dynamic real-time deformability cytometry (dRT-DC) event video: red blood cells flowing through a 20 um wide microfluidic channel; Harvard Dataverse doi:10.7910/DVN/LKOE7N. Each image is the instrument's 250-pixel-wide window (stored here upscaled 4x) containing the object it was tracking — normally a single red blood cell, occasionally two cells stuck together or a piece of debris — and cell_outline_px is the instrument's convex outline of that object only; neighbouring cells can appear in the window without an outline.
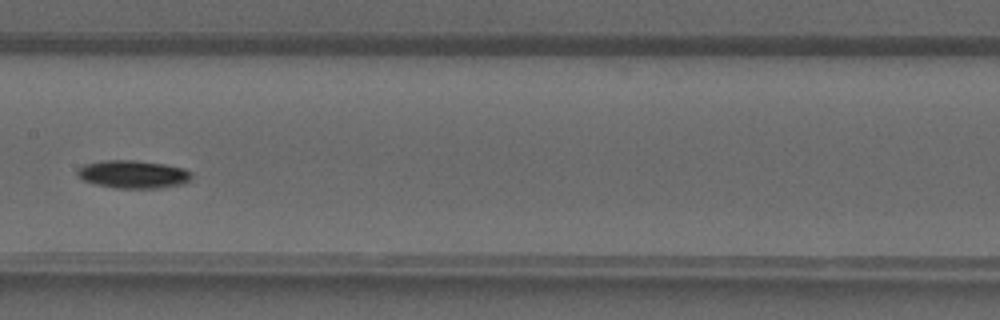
{"species": "common noctule bat (a hibernating species)", "species_latin": "Nyctalus noctula", "temperature_condition": "warm", "stored_images_in_passage": 29, "camera_frame_rate_fps": 3000, "um_per_image_px": 0.085, "animal": {"sex": "male", "forearm_length_mm": 52.5}, "frame": {"image": 1, "passage_image": 9, "time_ms": 2.667, "image_size_px": [1000, 320], "cell_outline_px": [[192, 176], [184, 184], [160, 188], [116, 188], [96, 184], [84, 180], [76, 176], [76, 172], [84, 164], [100, 160], [136, 160], [164, 164], [184, 168], [192, 172]], "centroid_in_image_um": [11.32, 14.81], "position_along_channel_um": 196.1, "area_um2": 18.73}}
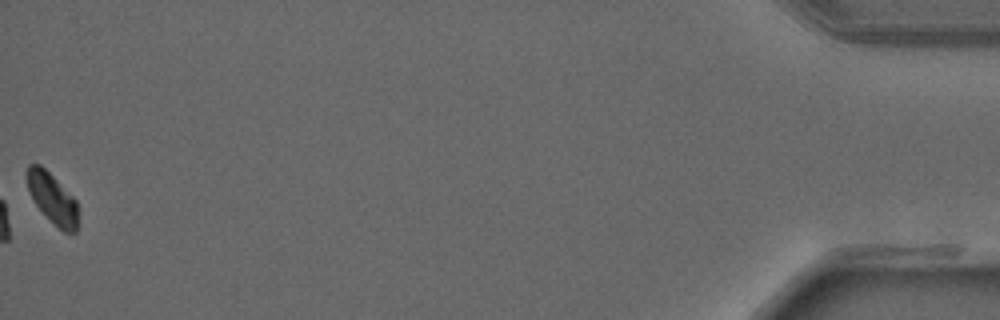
{"frame": {"image": 2, "passage_image": 29, "time_ms": 9.333, "image_size_px": [1000, 320], "cell_outline_px": [[76, 232], [64, 232], [36, 204], [28, 188], [24, 176], [24, 172], [28, 164], [40, 164], [76, 200]], "centroid_in_image_um": [4.39, 16.78], "position_along_channel_um": 430.8, "area_um2": 14.39}}